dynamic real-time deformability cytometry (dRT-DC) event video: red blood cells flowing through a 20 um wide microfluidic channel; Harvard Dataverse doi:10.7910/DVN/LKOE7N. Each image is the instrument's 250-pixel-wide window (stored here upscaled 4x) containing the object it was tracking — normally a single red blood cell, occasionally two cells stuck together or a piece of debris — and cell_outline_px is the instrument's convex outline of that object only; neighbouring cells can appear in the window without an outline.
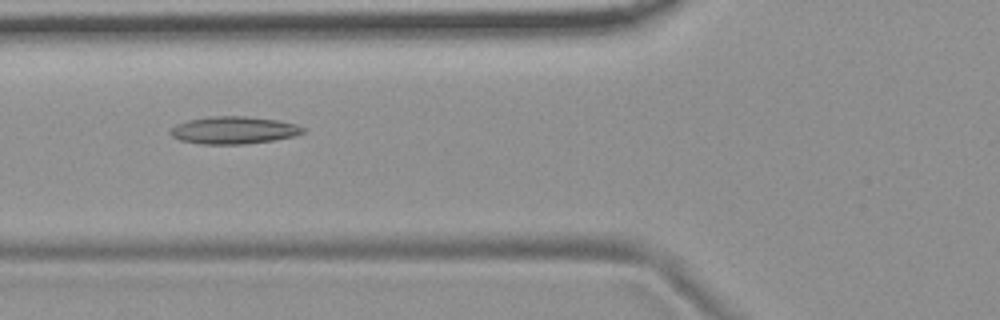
{"species": "common noctule bat (a hibernating species)", "species_latin": "Nyctalus noctula", "temperature_condition": "room temperature", "stored_images_in_passage": 55, "camera_frame_rate_fps": 3000, "um_per_image_px": 0.085, "animal": {"sex": "female", "body_mass_g": 19.9}, "frame": {"image": 1, "passage_image": 21, "time_ms": 6.667, "image_size_px": [1000, 320], "cell_outline_px": [[304, 132], [292, 136], [272, 140], [244, 144], [200, 144], [180, 140], [172, 136], [168, 132], [176, 124], [188, 120], [208, 116], [248, 116], [280, 120], [296, 124], [304, 128]], "centroid_in_image_um": [19.84, 11.05], "position_along_channel_um": 106.0, "area_um2": 21.21}}
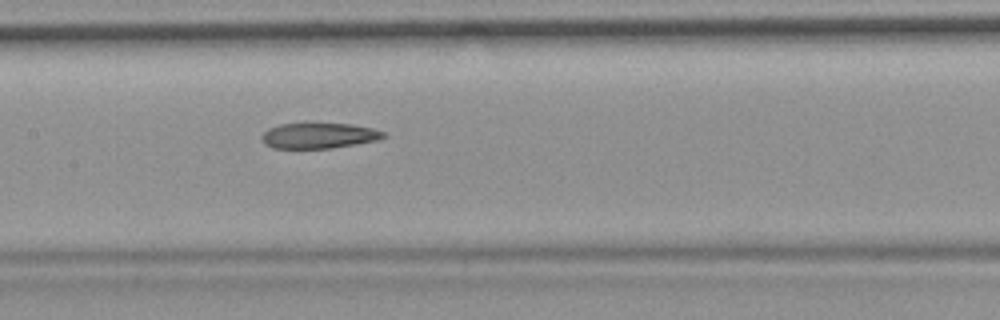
{"frame": {"image": 2, "passage_image": 27, "time_ms": 8.667, "image_size_px": [1000, 320], "cell_outline_px": [[384, 136], [376, 140], [332, 148], [272, 148], [264, 144], [260, 136], [268, 128], [280, 124], [304, 120], [352, 124], [372, 128], [384, 132]], "centroid_in_image_um": [27.01, 11.47], "position_along_channel_um": 180.4, "area_um2": 18.9}}
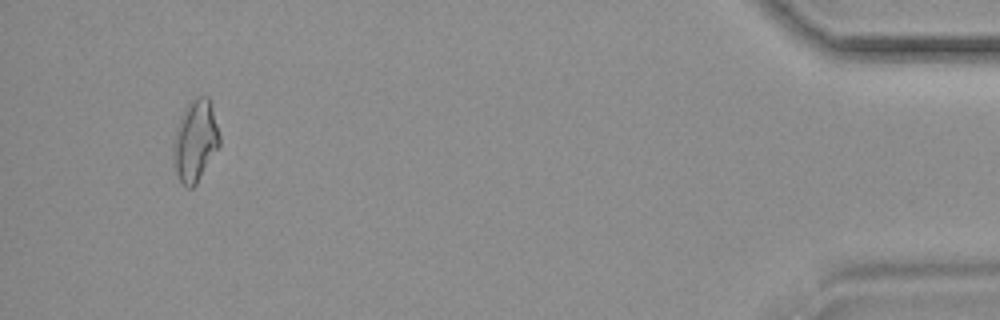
{"frame": {"image": 3, "passage_image": 52, "time_ms": 17.0, "image_size_px": [1000, 320], "cell_outline_px": [[220, 144], [196, 184], [192, 188], [188, 188], [180, 180], [172, 164], [172, 144], [176, 128], [184, 108], [196, 96], [208, 96], [212, 108], [220, 136]], "centroid_in_image_um": [16.57, 11.97], "position_along_channel_um": 418.6, "area_um2": 21.91}, "authors_computed_cell_mechanics": {"area_um2": 20.3456, "velocity_mm_per_s": 3.718, "shape_relaxation_time_tau1_ms": null, "shape_relaxation_time_tau2_ms": 3.9742, "deformation_change_tau1": null, "deformation_change_tau2": 0.1456}}